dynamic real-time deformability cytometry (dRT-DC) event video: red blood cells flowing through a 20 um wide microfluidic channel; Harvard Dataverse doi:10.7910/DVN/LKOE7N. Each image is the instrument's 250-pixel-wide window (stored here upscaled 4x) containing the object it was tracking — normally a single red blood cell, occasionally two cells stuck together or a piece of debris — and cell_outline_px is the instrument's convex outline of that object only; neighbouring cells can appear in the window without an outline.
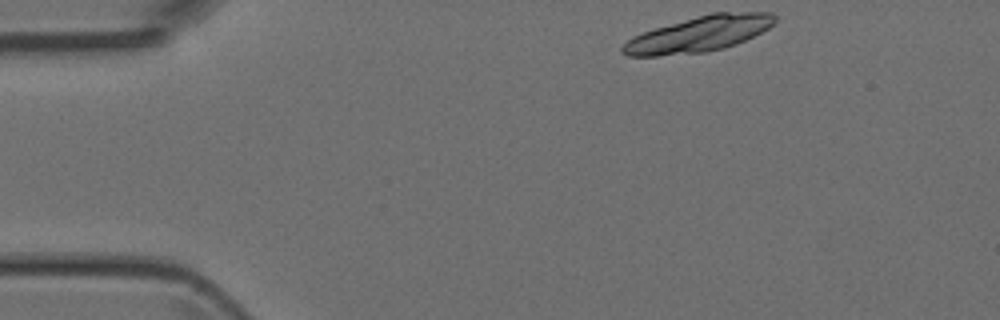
{"species": "Egyptian fruit bat (a non-hibernating species)", "species_latin": "Rousettus aegyptiacus", "temperature_condition": "room temperature", "stored_images_in_passage": 41, "camera_frame_rate_fps": 3000, "um_per_image_px": 0.085, "animal": {"sex": "female"}, "frame": {"image": 1, "passage_image": 1, "time_ms": 0.0, "image_size_px": [1000, 320], "cell_outline_px": [[776, 20], [768, 28], [736, 44], [724, 48], [704, 52], [656, 56], [628, 56], [620, 52], [620, 48], [632, 36], [656, 28], [712, 12], [772, 12], [776, 16]], "centroid_in_image_um": [59.4, 2.9], "position_along_channel_um": 25.6, "area_um2": 31.21}}